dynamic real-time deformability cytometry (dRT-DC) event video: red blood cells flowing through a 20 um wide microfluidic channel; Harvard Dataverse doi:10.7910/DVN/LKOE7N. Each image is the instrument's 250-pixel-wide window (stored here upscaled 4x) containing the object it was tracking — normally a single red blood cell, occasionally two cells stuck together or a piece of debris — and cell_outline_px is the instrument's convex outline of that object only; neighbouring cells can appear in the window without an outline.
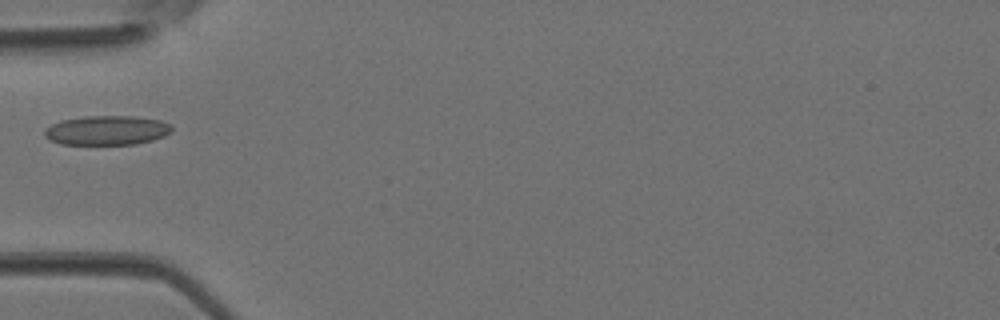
{"species": "Egyptian fruit bat (a non-hibernating species)", "species_latin": "Rousettus aegyptiacus", "temperature_condition": "room temperature", "stored_images_in_passage": 3, "camera_frame_rate_fps": 3000, "um_per_image_px": 0.085, "animal": {"sex": "female"}, "frame": {"image": 1, "passage_image": 3, "time_ms": 0.667, "image_size_px": [1000, 320], "cell_outline_px": [[172, 132], [164, 136], [152, 140], [136, 144], [60, 144], [48, 140], [44, 136], [44, 128], [60, 120], [88, 116], [132, 116], [160, 120], [172, 124]], "centroid_in_image_um": [9.07, 11.08], "position_along_channel_um": 75.9, "area_um2": 21.96}}